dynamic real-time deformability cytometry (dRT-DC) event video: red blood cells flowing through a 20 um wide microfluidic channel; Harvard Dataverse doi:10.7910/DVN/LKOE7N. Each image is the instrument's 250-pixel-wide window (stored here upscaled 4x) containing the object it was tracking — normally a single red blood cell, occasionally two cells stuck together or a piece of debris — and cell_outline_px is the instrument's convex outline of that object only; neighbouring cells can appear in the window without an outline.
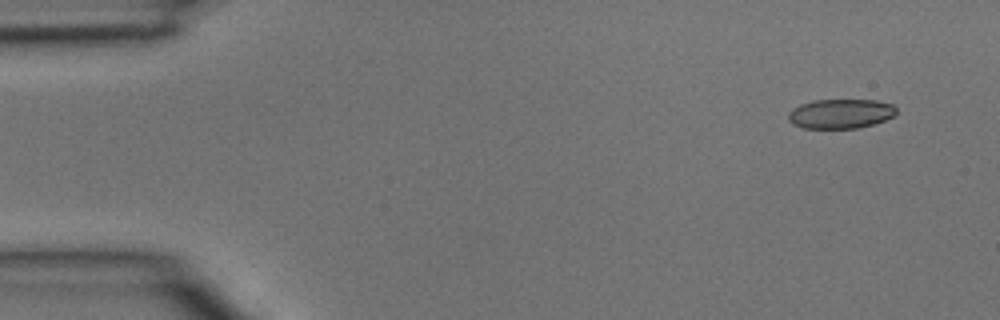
{"species": "common noctule bat (a hibernating species)", "species_latin": "Nyctalus noctula", "temperature_condition": "room temperature", "stored_images_in_passage": 4, "camera_frame_rate_fps": 3000, "um_per_image_px": 0.085, "animal": {"sex": "male", "body_mass_g": 15.6}, "frame": {"image": 1, "passage_image": 1, "time_ms": 0.0, "image_size_px": [1000, 320], "cell_outline_px": [[896, 112], [892, 116], [884, 120], [872, 124], [856, 128], [804, 128], [792, 124], [788, 120], [788, 112], [792, 108], [800, 104], [812, 100], [876, 100], [892, 104], [896, 108]], "centroid_in_image_um": [71.4, 9.66], "position_along_channel_um": 13.6, "area_um2": 18.55}}
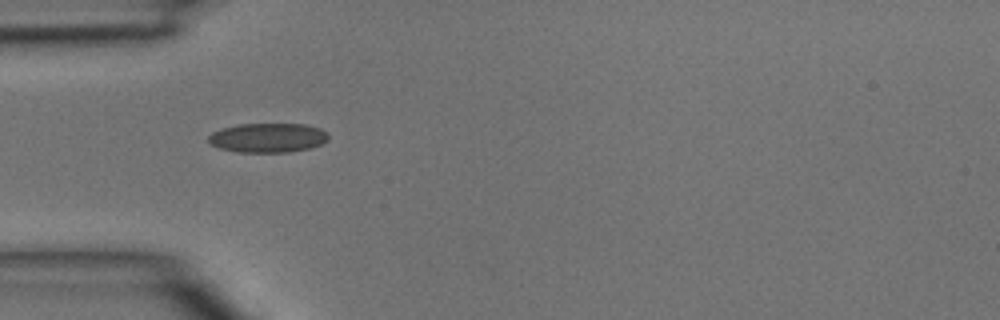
{"frame": {"image": 2, "passage_image": 4, "time_ms": 1.0, "image_size_px": [1000, 320], "cell_outline_px": [[328, 140], [312, 148], [288, 152], [240, 152], [220, 148], [208, 144], [208, 136], [212, 132], [220, 128], [240, 124], [304, 124], [320, 128], [328, 132]], "centroid_in_image_um": [22.76, 11.71], "position_along_channel_um": 62.2, "area_um2": 20.69}}